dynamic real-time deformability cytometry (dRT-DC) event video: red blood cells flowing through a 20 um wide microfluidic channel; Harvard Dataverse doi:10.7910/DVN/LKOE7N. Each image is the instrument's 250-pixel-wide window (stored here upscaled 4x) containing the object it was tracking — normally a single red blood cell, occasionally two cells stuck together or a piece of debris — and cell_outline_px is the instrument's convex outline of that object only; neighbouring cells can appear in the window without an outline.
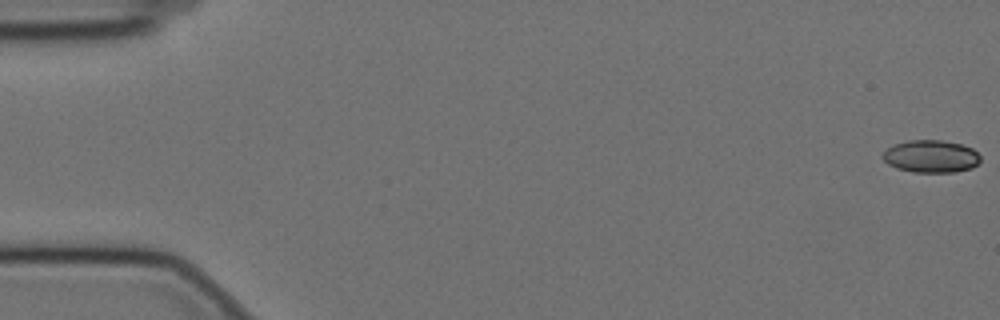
{"species": "Egyptian fruit bat (a non-hibernating species)", "species_latin": "Rousettus aegyptiacus", "temperature_condition": "cold", "stored_images_in_passage": 59, "camera_frame_rate_fps": 3000, "um_per_image_px": 0.085, "animal": {"sex": "female"}, "frame": {"image": 1, "passage_image": 1, "time_ms": 0.0, "image_size_px": [1000, 320], "cell_outline_px": [[980, 160], [972, 168], [956, 172], [912, 172], [896, 168], [888, 164], [880, 156], [892, 144], [908, 140], [940, 140], [960, 144], [972, 148], [980, 156]], "centroid_in_image_um": [79.1, 13.29], "position_along_channel_um": 5.9, "area_um2": 18.55}}
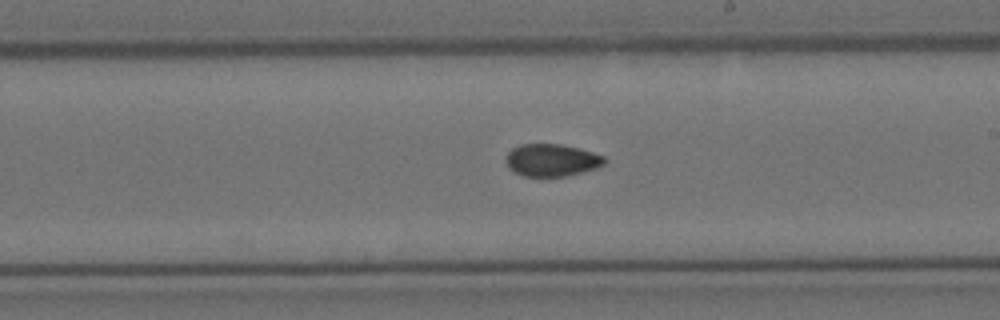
{"frame": {"image": 2, "passage_image": 34, "time_ms": 11.0, "image_size_px": [1000, 320], "cell_outline_px": [[604, 164], [596, 168], [568, 176], [524, 176], [508, 168], [504, 160], [508, 152], [512, 148], [520, 144], [560, 144], [580, 148], [604, 156]], "centroid_in_image_um": [46.86, 13.6], "position_along_channel_um": 242.1, "area_um2": 18.61}}
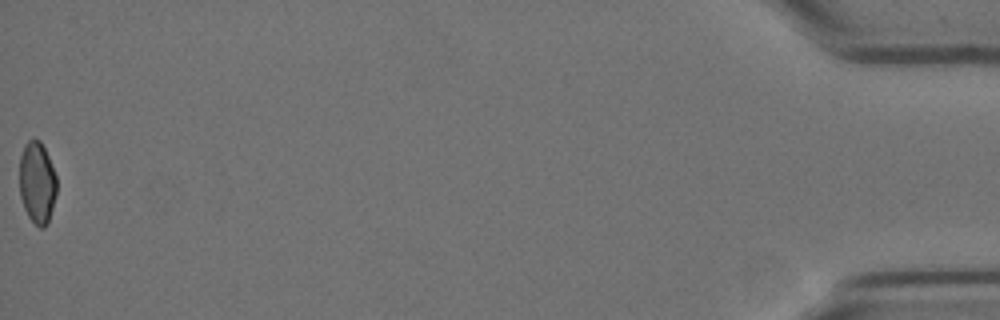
{"frame": {"image": 3, "passage_image": 59, "time_ms": 19.333, "image_size_px": [1000, 320], "cell_outline_px": [[56, 192], [48, 224], [44, 228], [40, 228], [28, 216], [24, 208], [20, 196], [20, 156], [24, 144], [32, 136], [40, 140], [48, 156], [56, 176]], "centroid_in_image_um": [3.15, 15.49], "position_along_channel_um": 432.1, "area_um2": 17.8}, "authors_computed_cell_mechanics": {"area_um2": 18.9584, "velocity_mm_per_s": 3.4901, "shape_relaxation_time_tau1_ms": 8.7199, "shape_relaxation_time_tau2_ms": 4.365, "deformation_change_tau1": 0.1477, "deformation_change_tau2": 0.0692}}